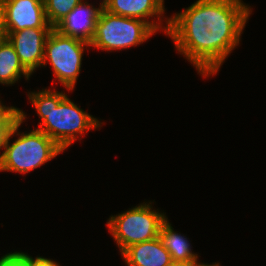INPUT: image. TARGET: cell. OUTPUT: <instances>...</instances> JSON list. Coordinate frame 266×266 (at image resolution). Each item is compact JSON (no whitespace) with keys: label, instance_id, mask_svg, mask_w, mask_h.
Instances as JSON below:
<instances>
[{"label":"cell","instance_id":"obj_20","mask_svg":"<svg viewBox=\"0 0 266 266\" xmlns=\"http://www.w3.org/2000/svg\"><path fill=\"white\" fill-rule=\"evenodd\" d=\"M195 264H187L184 262H171L169 265L167 266H194Z\"/></svg>","mask_w":266,"mask_h":266},{"label":"cell","instance_id":"obj_17","mask_svg":"<svg viewBox=\"0 0 266 266\" xmlns=\"http://www.w3.org/2000/svg\"><path fill=\"white\" fill-rule=\"evenodd\" d=\"M30 266H61L52 259H47L42 256H37L35 259L30 255L17 252Z\"/></svg>","mask_w":266,"mask_h":266},{"label":"cell","instance_id":"obj_9","mask_svg":"<svg viewBox=\"0 0 266 266\" xmlns=\"http://www.w3.org/2000/svg\"><path fill=\"white\" fill-rule=\"evenodd\" d=\"M103 9L107 12L129 17L136 18L147 22L156 32L164 30L167 35L170 18H166V26H162L161 19L165 12L164 0H103ZM157 17V21L152 19L148 20L151 17ZM161 17V18H160ZM148 18V19H147Z\"/></svg>","mask_w":266,"mask_h":266},{"label":"cell","instance_id":"obj_13","mask_svg":"<svg viewBox=\"0 0 266 266\" xmlns=\"http://www.w3.org/2000/svg\"><path fill=\"white\" fill-rule=\"evenodd\" d=\"M21 75L29 80L32 74L22 65L9 40H0V84L13 85L22 77Z\"/></svg>","mask_w":266,"mask_h":266},{"label":"cell","instance_id":"obj_3","mask_svg":"<svg viewBox=\"0 0 266 266\" xmlns=\"http://www.w3.org/2000/svg\"><path fill=\"white\" fill-rule=\"evenodd\" d=\"M20 109V119L13 127L4 150L0 154V171L26 174L55 158L64 150L41 130L35 129L28 133L17 132L26 119ZM19 137L10 144L14 135Z\"/></svg>","mask_w":266,"mask_h":266},{"label":"cell","instance_id":"obj_12","mask_svg":"<svg viewBox=\"0 0 266 266\" xmlns=\"http://www.w3.org/2000/svg\"><path fill=\"white\" fill-rule=\"evenodd\" d=\"M185 237L173 230L168 218L162 223L159 238L170 253L172 261L196 264L198 263V254L191 251L189 241Z\"/></svg>","mask_w":266,"mask_h":266},{"label":"cell","instance_id":"obj_15","mask_svg":"<svg viewBox=\"0 0 266 266\" xmlns=\"http://www.w3.org/2000/svg\"><path fill=\"white\" fill-rule=\"evenodd\" d=\"M20 119V109L3 105L0 101V127H14Z\"/></svg>","mask_w":266,"mask_h":266},{"label":"cell","instance_id":"obj_7","mask_svg":"<svg viewBox=\"0 0 266 266\" xmlns=\"http://www.w3.org/2000/svg\"><path fill=\"white\" fill-rule=\"evenodd\" d=\"M6 32L24 29H53L48 23L43 0H3Z\"/></svg>","mask_w":266,"mask_h":266},{"label":"cell","instance_id":"obj_16","mask_svg":"<svg viewBox=\"0 0 266 266\" xmlns=\"http://www.w3.org/2000/svg\"><path fill=\"white\" fill-rule=\"evenodd\" d=\"M0 266H30L18 253L11 252L0 258Z\"/></svg>","mask_w":266,"mask_h":266},{"label":"cell","instance_id":"obj_14","mask_svg":"<svg viewBox=\"0 0 266 266\" xmlns=\"http://www.w3.org/2000/svg\"><path fill=\"white\" fill-rule=\"evenodd\" d=\"M48 23L54 28L83 0H43Z\"/></svg>","mask_w":266,"mask_h":266},{"label":"cell","instance_id":"obj_10","mask_svg":"<svg viewBox=\"0 0 266 266\" xmlns=\"http://www.w3.org/2000/svg\"><path fill=\"white\" fill-rule=\"evenodd\" d=\"M102 9L103 1H101L98 8L82 1L54 28L63 35L79 38L90 43Z\"/></svg>","mask_w":266,"mask_h":266},{"label":"cell","instance_id":"obj_6","mask_svg":"<svg viewBox=\"0 0 266 266\" xmlns=\"http://www.w3.org/2000/svg\"><path fill=\"white\" fill-rule=\"evenodd\" d=\"M86 47H91L89 42L63 35L53 28L45 42L42 67L49 62L58 82L68 91H72L81 70Z\"/></svg>","mask_w":266,"mask_h":266},{"label":"cell","instance_id":"obj_2","mask_svg":"<svg viewBox=\"0 0 266 266\" xmlns=\"http://www.w3.org/2000/svg\"><path fill=\"white\" fill-rule=\"evenodd\" d=\"M28 98L41 119L38 130L44 132L63 150L85 132L98 129V119L80 109L65 92L42 89L28 92ZM78 134V135H77Z\"/></svg>","mask_w":266,"mask_h":266},{"label":"cell","instance_id":"obj_18","mask_svg":"<svg viewBox=\"0 0 266 266\" xmlns=\"http://www.w3.org/2000/svg\"><path fill=\"white\" fill-rule=\"evenodd\" d=\"M6 33V15H5V5L3 0H0V40L5 39Z\"/></svg>","mask_w":266,"mask_h":266},{"label":"cell","instance_id":"obj_19","mask_svg":"<svg viewBox=\"0 0 266 266\" xmlns=\"http://www.w3.org/2000/svg\"><path fill=\"white\" fill-rule=\"evenodd\" d=\"M12 129L13 127H0V150L4 149Z\"/></svg>","mask_w":266,"mask_h":266},{"label":"cell","instance_id":"obj_8","mask_svg":"<svg viewBox=\"0 0 266 266\" xmlns=\"http://www.w3.org/2000/svg\"><path fill=\"white\" fill-rule=\"evenodd\" d=\"M52 29H24L6 32V38L13 45L22 65L33 74L42 66L46 39Z\"/></svg>","mask_w":266,"mask_h":266},{"label":"cell","instance_id":"obj_11","mask_svg":"<svg viewBox=\"0 0 266 266\" xmlns=\"http://www.w3.org/2000/svg\"><path fill=\"white\" fill-rule=\"evenodd\" d=\"M121 255L127 266H167L173 262L159 237L131 245Z\"/></svg>","mask_w":266,"mask_h":266},{"label":"cell","instance_id":"obj_5","mask_svg":"<svg viewBox=\"0 0 266 266\" xmlns=\"http://www.w3.org/2000/svg\"><path fill=\"white\" fill-rule=\"evenodd\" d=\"M154 33L156 31L143 20L114 15L102 9L90 46L103 51L127 49L142 44Z\"/></svg>","mask_w":266,"mask_h":266},{"label":"cell","instance_id":"obj_4","mask_svg":"<svg viewBox=\"0 0 266 266\" xmlns=\"http://www.w3.org/2000/svg\"><path fill=\"white\" fill-rule=\"evenodd\" d=\"M152 208V202L143 203L110 216L107 227L120 248V253L131 245L159 237L161 225L167 217Z\"/></svg>","mask_w":266,"mask_h":266},{"label":"cell","instance_id":"obj_21","mask_svg":"<svg viewBox=\"0 0 266 266\" xmlns=\"http://www.w3.org/2000/svg\"><path fill=\"white\" fill-rule=\"evenodd\" d=\"M197 266H220L219 263H214V264H204V263H197Z\"/></svg>","mask_w":266,"mask_h":266},{"label":"cell","instance_id":"obj_1","mask_svg":"<svg viewBox=\"0 0 266 266\" xmlns=\"http://www.w3.org/2000/svg\"><path fill=\"white\" fill-rule=\"evenodd\" d=\"M250 7L242 0H197L170 18L167 35L200 75L213 76L240 44Z\"/></svg>","mask_w":266,"mask_h":266}]
</instances>
